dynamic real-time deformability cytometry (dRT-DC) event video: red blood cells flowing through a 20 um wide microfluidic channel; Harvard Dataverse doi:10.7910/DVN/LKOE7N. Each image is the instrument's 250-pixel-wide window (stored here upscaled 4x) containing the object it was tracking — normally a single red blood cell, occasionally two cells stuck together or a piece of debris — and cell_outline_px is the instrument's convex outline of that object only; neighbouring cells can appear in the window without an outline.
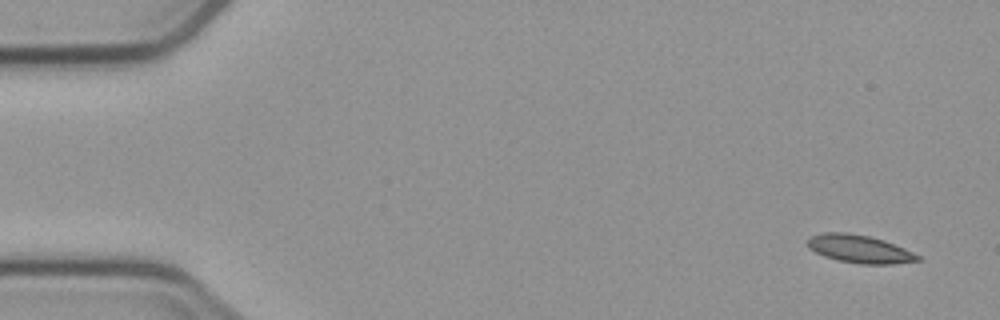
{"species": "common noctule bat (a hibernating species)", "species_latin": "Nyctalus noctula", "temperature_condition": "cold", "stored_images_in_passage": 4, "camera_frame_rate_fps": 3000, "um_per_image_px": 0.085, "animal": {"sex": "male", "body_mass_g": 23.1, "forearm_length_mm": 52.7}, "frame": {"image": 1, "passage_image": 1, "time_ms": 0.0, "image_size_px": [1000, 320], "cell_outline_px": [[920, 260], [892, 264], [860, 264], [840, 260], [824, 256], [808, 248], [808, 240], [812, 236], [824, 232], [848, 232], [868, 236], [884, 240], [904, 248], [920, 256]], "centroid_in_image_um": [73.06, 21.16], "position_along_channel_um": 11.9, "area_um2": 17.74}}